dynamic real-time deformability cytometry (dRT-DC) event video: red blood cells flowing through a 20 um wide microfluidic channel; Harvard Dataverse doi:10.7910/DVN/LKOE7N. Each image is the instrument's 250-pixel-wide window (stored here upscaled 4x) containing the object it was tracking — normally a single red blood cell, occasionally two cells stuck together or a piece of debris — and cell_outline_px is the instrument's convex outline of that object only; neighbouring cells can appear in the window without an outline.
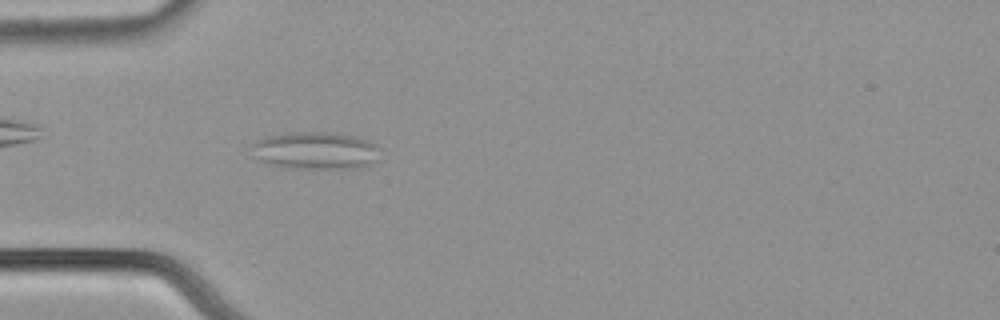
{"species": "common noctule bat (a hibernating species)", "species_latin": "Nyctalus noctula", "temperature_condition": "cold", "stored_images_in_passage": 55, "camera_frame_rate_fps": 3000, "um_per_image_px": 0.085, "animal": {"sex": "male", "body_mass_g": 21.5, "forearm_length_mm": 52.0}, "frame": {"image": 1, "passage_image": 17, "time_ms": 5.333, "image_size_px": [1000, 320], "cell_outline_px": [[380, 160], [372, 164], [360, 168], [300, 168], [272, 164], [256, 160], [252, 144], [256, 140], [264, 136], [292, 132], [332, 132], [356, 136], [368, 140], [376, 144]], "centroid_in_image_um": [26.86, 12.78], "position_along_channel_um": 58.1, "area_um2": 28.15}}
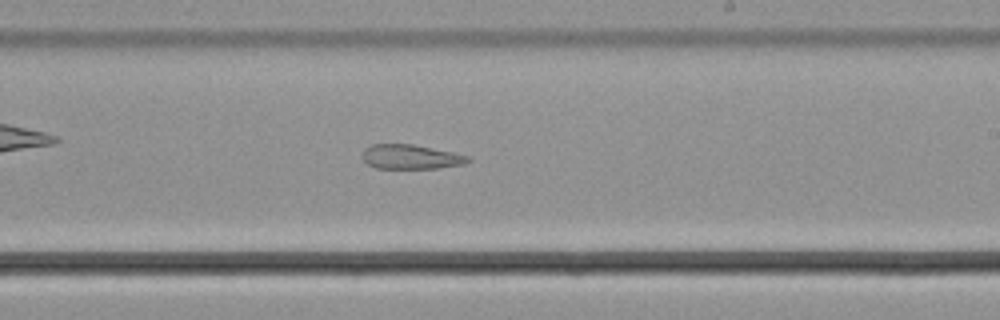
{"frame": {"image": 2, "passage_image": 33, "time_ms": 10.667, "image_size_px": [1000, 320], "cell_outline_px": [[472, 160], [464, 164], [440, 168], [376, 168], [368, 164], [364, 160], [364, 148], [372, 144], [412, 144], [452, 152], [468, 156]], "centroid_in_image_um": [34.94, 13.33], "position_along_channel_um": 254.1, "area_um2": 14.91}}
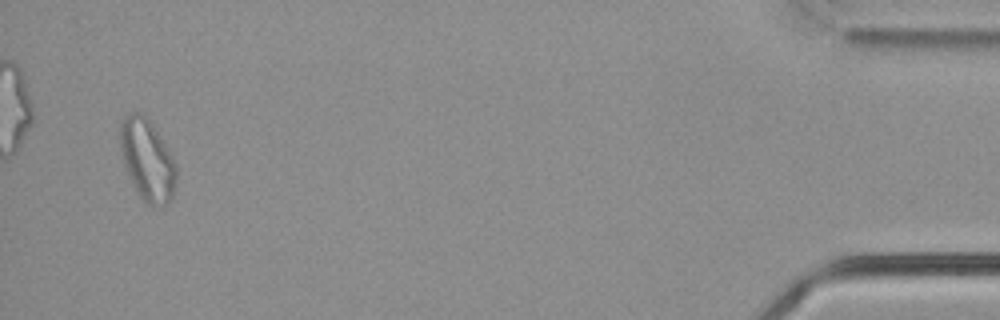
{"frame": {"image": 3, "passage_image": 53, "time_ms": 17.333, "image_size_px": [1000, 320], "cell_outline_px": [[176, 180], [172, 196], [164, 204], [148, 204], [140, 196], [124, 164], [120, 148], [120, 120], [124, 116], [132, 112], [140, 112], [152, 120], [172, 156], [176, 164]], "centroid_in_image_um": [12.51, 13.49], "position_along_channel_um": 422.7, "area_um2": 26.36}, "authors_computed_cell_mechanics": {"area_um2": 22.1952, "velocity_mm_per_s": 3.7829, "shape_relaxation_time_tau1_ms": null, "shape_relaxation_time_tau2_ms": 5.4121, "deformation_change_tau1": null, "deformation_change_tau2": 0.1681}}